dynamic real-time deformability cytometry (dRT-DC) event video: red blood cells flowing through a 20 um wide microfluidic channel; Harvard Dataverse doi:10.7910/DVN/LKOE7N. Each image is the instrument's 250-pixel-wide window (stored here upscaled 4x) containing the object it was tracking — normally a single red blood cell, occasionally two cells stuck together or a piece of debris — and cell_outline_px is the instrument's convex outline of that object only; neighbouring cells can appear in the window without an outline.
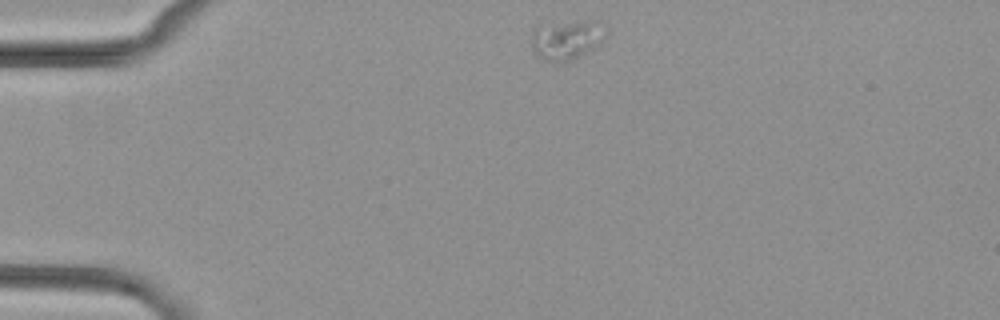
{"species": "common noctule bat (a hibernating species)", "species_latin": "Nyctalus noctula", "temperature_condition": "cold", "stored_images_in_passage": 4, "camera_frame_rate_fps": 3000, "um_per_image_px": 0.085, "animal": {"sex": "female", "body_mass_g": 29.2, "forearm_length_mm": 56.3}, "frame": {"image": 1, "passage_image": 1, "time_ms": 0.0, "image_size_px": [1000, 320], "cell_outline_px": [[596, 44], [572, 60], [560, 64], [536, 56], [532, 52], [528, 40], [532, 28], [556, 24], [592, 24]], "centroid_in_image_um": [47.73, 3.52], "position_along_channel_um": 37.3, "area_um2": 14.97}}